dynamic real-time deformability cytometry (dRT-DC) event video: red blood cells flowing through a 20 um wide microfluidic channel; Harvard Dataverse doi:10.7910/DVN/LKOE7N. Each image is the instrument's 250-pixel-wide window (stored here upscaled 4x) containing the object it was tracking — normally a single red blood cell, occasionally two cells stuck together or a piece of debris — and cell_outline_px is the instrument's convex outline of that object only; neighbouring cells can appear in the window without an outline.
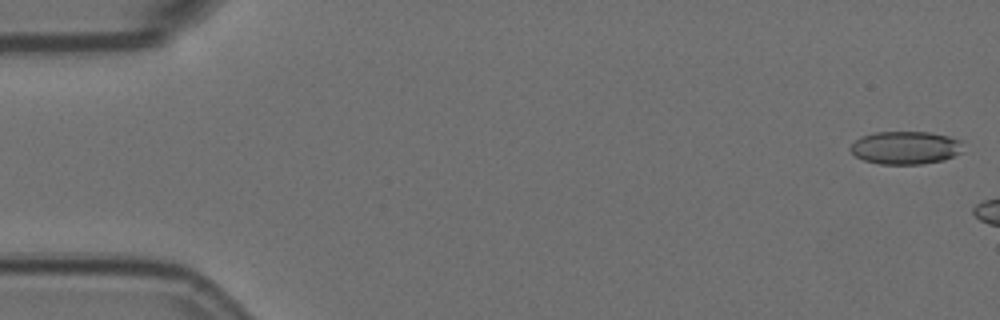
{"species": "Egyptian fruit bat (a non-hibernating species)", "species_latin": "Rousettus aegyptiacus", "temperature_condition": "room temperature", "stored_images_in_passage": 3, "camera_frame_rate_fps": 3000, "um_per_image_px": 0.085, "animal": {"sex": "female"}, "frame": {"image": 1, "passage_image": 1, "time_ms": 0.0, "image_size_px": [1000, 320], "cell_outline_px": [[964, 152], [944, 160], [920, 164], [880, 164], [864, 160], [856, 156], [848, 148], [860, 136], [876, 132], [928, 132], [948, 136], [960, 140]], "centroid_in_image_um": [76.98, 12.55], "position_along_channel_um": 8.0, "area_um2": 21.73}}